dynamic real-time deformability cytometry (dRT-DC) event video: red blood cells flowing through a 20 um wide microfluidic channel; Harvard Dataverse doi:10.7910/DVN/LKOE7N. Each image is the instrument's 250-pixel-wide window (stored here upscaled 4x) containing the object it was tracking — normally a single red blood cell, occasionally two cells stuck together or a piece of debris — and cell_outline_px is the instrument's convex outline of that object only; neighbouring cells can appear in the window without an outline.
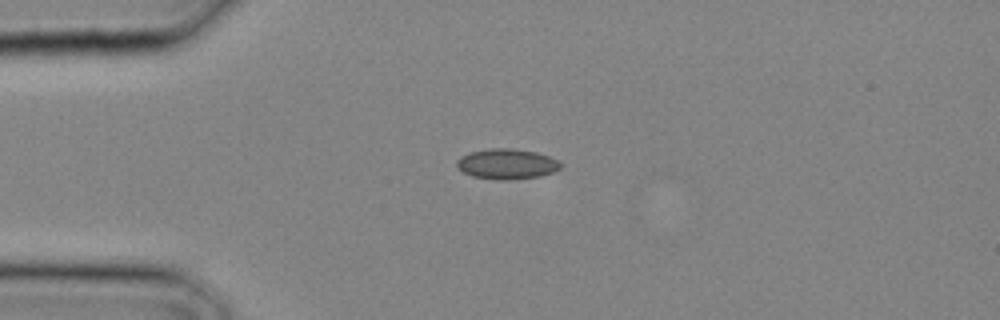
{"species": "common noctule bat (a hibernating species)", "species_latin": "Nyctalus noctula", "temperature_condition": "cold", "stored_images_in_passage": 14, "camera_frame_rate_fps": 3000, "um_per_image_px": 0.085, "animal": {"sex": "male", "body_mass_g": 20.4}, "frame": {"image": 1, "passage_image": 1, "time_ms": 0.0, "image_size_px": [1000, 320], "cell_outline_px": [[560, 168], [552, 172], [540, 176], [508, 180], [500, 180], [472, 176], [464, 172], [456, 164], [456, 160], [460, 156], [468, 152], [488, 148], [512, 148], [536, 152], [548, 156], [556, 160], [560, 164]], "centroid_in_image_um": [43.04, 13.92], "position_along_channel_um": 42.0, "area_um2": 18.26}}
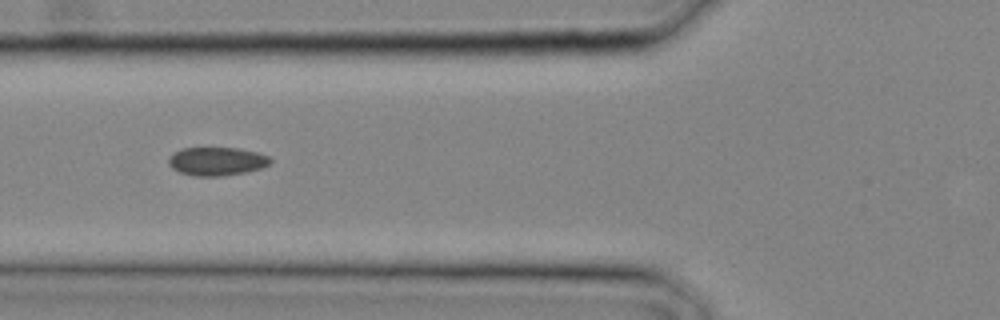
{"frame": {"image": 2, "passage_image": 5, "time_ms": 1.333, "image_size_px": [1000, 320], "cell_outline_px": [[272, 160], [268, 164], [260, 168], [244, 172], [220, 176], [192, 176], [180, 172], [172, 168], [168, 164], [168, 156], [172, 152], [180, 148], [240, 148], [256, 152], [268, 156]], "centroid_in_image_um": [18.36, 13.7], "position_along_channel_um": 107.4, "area_um2": 16.88}}
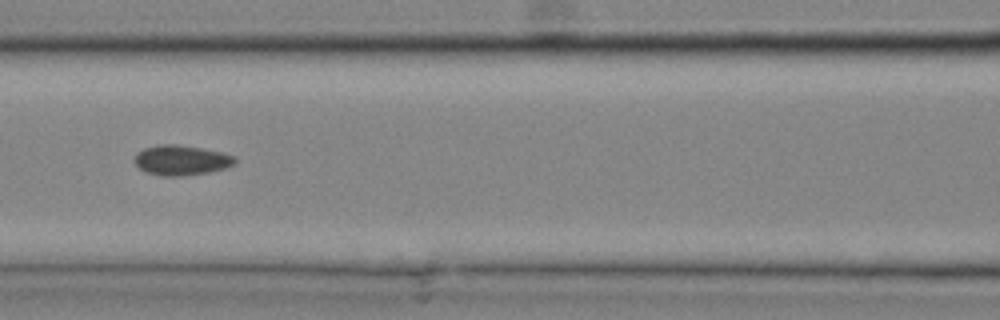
{"frame": {"image": 3, "passage_image": 7, "time_ms": 2.0, "image_size_px": [1000, 320], "cell_outline_px": [[236, 164], [228, 168], [208, 172], [180, 176], [160, 176], [148, 172], [140, 168], [132, 160], [136, 152], [144, 148], [160, 144], [176, 144], [200, 148], [220, 152], [236, 156]], "centroid_in_image_um": [15.41, 13.61], "position_along_channel_um": 151.2, "area_um2": 17.69}}